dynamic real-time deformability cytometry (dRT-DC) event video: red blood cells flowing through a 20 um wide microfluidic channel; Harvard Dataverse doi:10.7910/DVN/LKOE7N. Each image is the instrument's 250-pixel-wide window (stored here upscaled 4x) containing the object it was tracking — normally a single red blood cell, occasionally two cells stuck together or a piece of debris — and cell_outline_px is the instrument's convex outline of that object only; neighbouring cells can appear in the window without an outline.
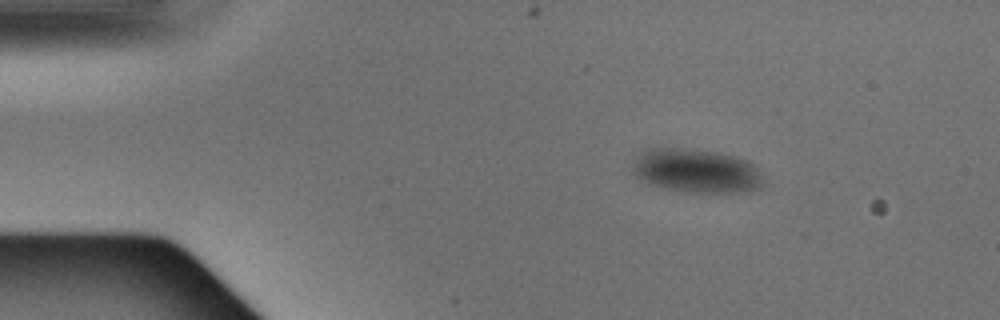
{"species": "Egyptian fruit bat (a non-hibernating species)", "species_latin": "Rousettus aegyptiacus", "temperature_condition": "warm", "stored_images_in_passage": 2, "camera_frame_rate_fps": 3000, "um_per_image_px": 0.085, "animal": {"sex": "male"}, "frame": {"image": 1, "passage_image": 1, "time_ms": 0.0, "image_size_px": [1000, 320], "cell_outline_px": [[764, 180], [760, 188], [752, 192], [684, 192], [664, 188], [648, 184], [636, 176], [632, 172], [632, 164], [636, 156], [644, 148], [688, 148], [716, 152], [736, 156], [748, 160], [760, 168]], "centroid_in_image_um": [59.21, 14.52], "position_along_channel_um": 25.8, "area_um2": 34.22}}